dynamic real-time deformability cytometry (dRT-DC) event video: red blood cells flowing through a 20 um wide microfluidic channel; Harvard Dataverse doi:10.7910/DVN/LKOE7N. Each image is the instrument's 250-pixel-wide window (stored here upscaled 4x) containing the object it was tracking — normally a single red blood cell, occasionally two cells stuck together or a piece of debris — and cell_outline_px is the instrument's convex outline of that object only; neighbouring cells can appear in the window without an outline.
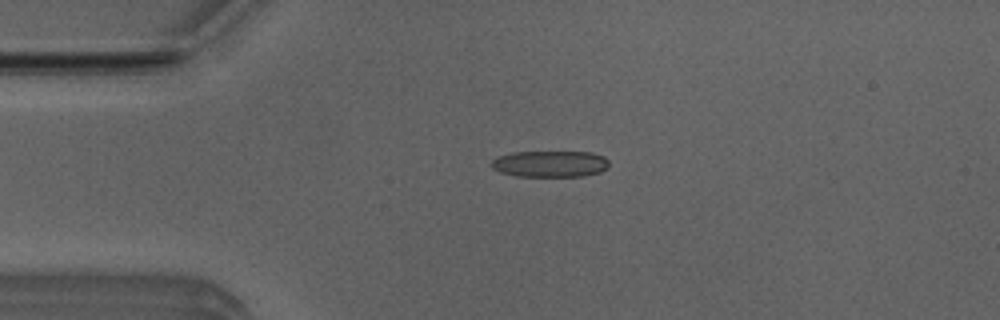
{"species": "Egyptian fruit bat (a non-hibernating species)", "species_latin": "Rousettus aegyptiacus", "temperature_condition": "room temperature", "stored_images_in_passage": 4, "camera_frame_rate_fps": 3000, "um_per_image_px": 0.085, "animal": {"sex": "male"}, "frame": {"image": 1, "passage_image": 2, "time_ms": 0.333, "image_size_px": [1000, 320], "cell_outline_px": [[608, 168], [600, 172], [584, 176], [516, 176], [500, 172], [492, 168], [492, 160], [496, 156], [512, 152], [592, 152], [604, 156], [608, 160]], "centroid_in_image_um": [46.76, 13.92], "position_along_channel_um": 38.2, "area_um2": 18.21}}